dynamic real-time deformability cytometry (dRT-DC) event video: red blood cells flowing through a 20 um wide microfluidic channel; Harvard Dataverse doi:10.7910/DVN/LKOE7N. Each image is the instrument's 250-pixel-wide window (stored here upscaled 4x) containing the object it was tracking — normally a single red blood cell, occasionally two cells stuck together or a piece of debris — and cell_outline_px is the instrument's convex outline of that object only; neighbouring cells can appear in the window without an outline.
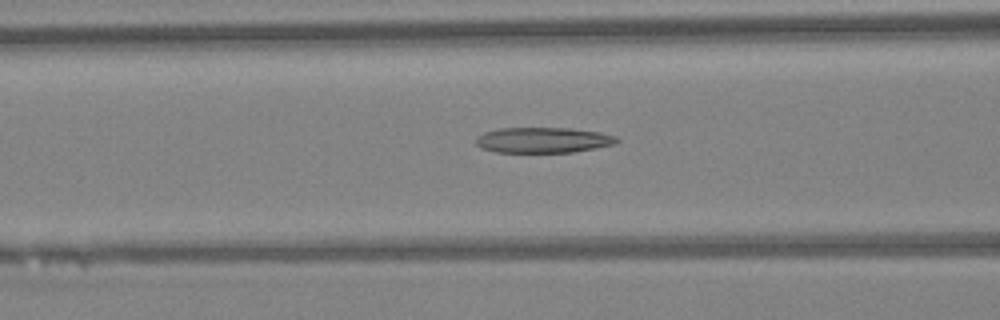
{"species": "Egyptian fruit bat (a non-hibernating species)", "species_latin": "Rousettus aegyptiacus", "temperature_condition": "warm", "stored_images_in_passage": 22, "camera_frame_rate_fps": 3000, "um_per_image_px": 0.085, "animal": {"sex": "female"}, "frame": {"image": 1, "passage_image": 4, "time_ms": 1.0, "image_size_px": [1000, 320], "cell_outline_px": [[620, 140], [616, 144], [596, 148], [572, 152], [496, 152], [480, 148], [476, 144], [476, 136], [484, 132], [500, 128], [568, 128], [600, 132], [616, 136]], "centroid_in_image_um": [46.16, 11.9], "position_along_channel_um": 120.4, "area_um2": 21.04}}
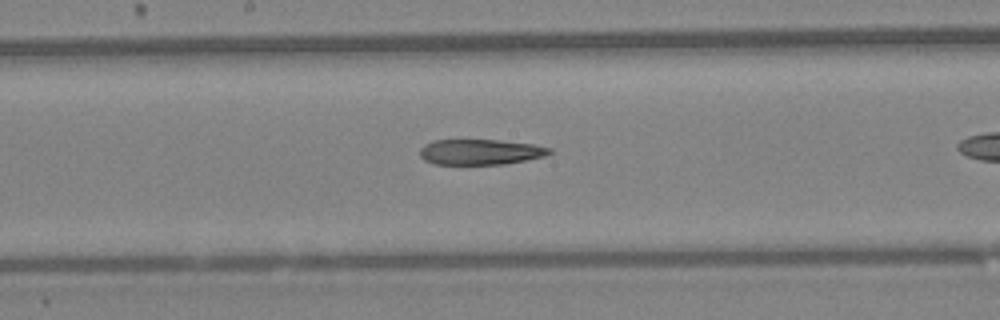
{"frame": {"image": 2, "passage_image": 10, "time_ms": 3.0, "image_size_px": [1000, 320], "cell_outline_px": [[552, 152], [544, 156], [504, 164], [432, 164], [424, 160], [420, 156], [420, 148], [424, 144], [432, 140], [500, 140], [532, 144], [552, 148]], "centroid_in_image_um": [40.79, 12.91], "position_along_channel_um": 207.4, "area_um2": 19.25}}
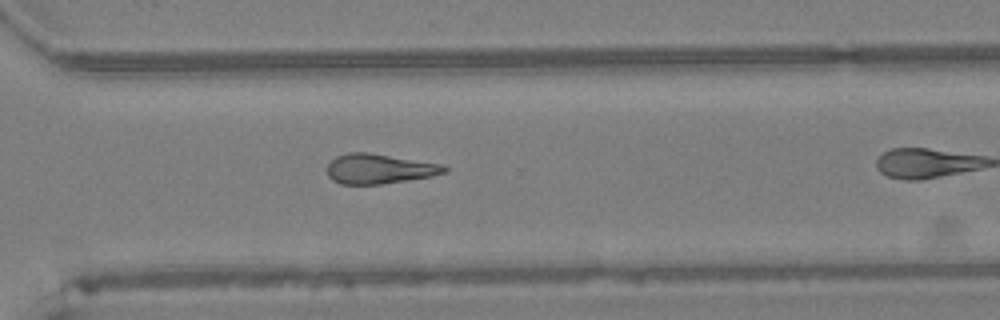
{"frame": {"image": 3, "passage_image": 19, "time_ms": 6.0, "image_size_px": [1000, 320], "cell_outline_px": [[448, 172], [432, 176], [380, 184], [340, 184], [332, 180], [328, 176], [328, 164], [336, 156], [348, 152], [368, 152], [444, 164], [448, 168]], "centroid_in_image_um": [32.25, 14.34], "position_along_channel_um": 338.3, "area_um2": 20.46}}